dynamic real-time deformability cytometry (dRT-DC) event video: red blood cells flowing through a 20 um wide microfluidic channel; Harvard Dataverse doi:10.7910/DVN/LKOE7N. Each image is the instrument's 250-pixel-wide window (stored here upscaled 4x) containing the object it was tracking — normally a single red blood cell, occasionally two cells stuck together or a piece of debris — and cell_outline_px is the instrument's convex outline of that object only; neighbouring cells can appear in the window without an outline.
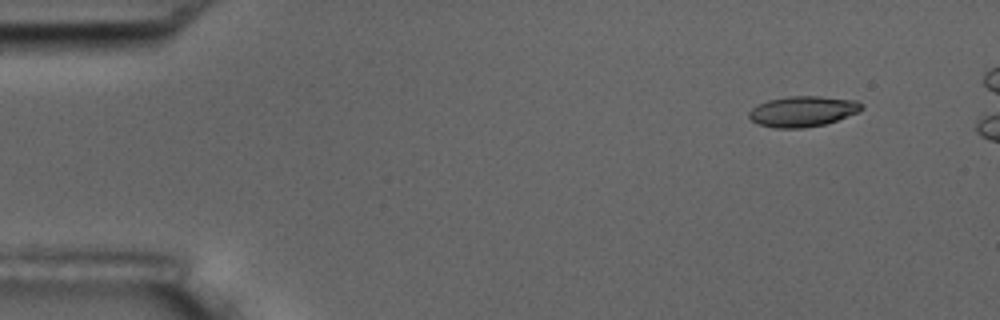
{"species": "common noctule bat (a hibernating species)", "species_latin": "Nyctalus noctula", "temperature_condition": "room temperature", "stored_images_in_passage": 5, "segment_of_instrument_passage": [2, 2], "camera_frame_rate_fps": 3000, "um_per_image_px": 0.085, "animal": {"sex": "male", "body_mass_g": 17.5, "forearm_length_mm": 52.3}, "frame": {"image": 1, "passage_image": 5, "time_ms": 6.333, "image_size_px": [1000, 320], "cell_outline_px": [[864, 108], [860, 112], [824, 124], [804, 128], [776, 128], [756, 124], [748, 116], [748, 112], [756, 104], [768, 100], [788, 96], [820, 96], [856, 100], [864, 104]], "centroid_in_image_um": [68.23, 9.46], "position_along_channel_um": 16.8, "area_um2": 20.29}}